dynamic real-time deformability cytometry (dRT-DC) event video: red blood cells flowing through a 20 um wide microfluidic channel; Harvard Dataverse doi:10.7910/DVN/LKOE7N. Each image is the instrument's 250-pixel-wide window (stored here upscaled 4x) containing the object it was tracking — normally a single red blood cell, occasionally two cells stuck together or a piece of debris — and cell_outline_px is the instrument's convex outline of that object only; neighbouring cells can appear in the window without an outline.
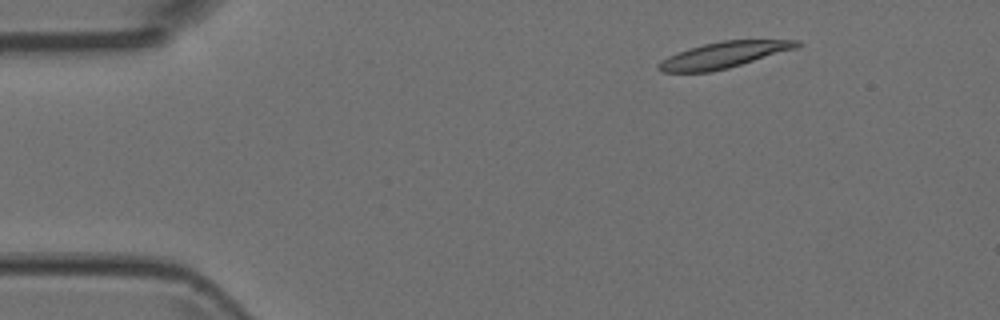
{"species": "Egyptian fruit bat (a non-hibernating species)", "species_latin": "Rousettus aegyptiacus", "temperature_condition": "room temperature", "stored_images_in_passage": 6, "camera_frame_rate_fps": 3000, "um_per_image_px": 0.085, "animal": {"sex": "female"}, "frame": {"image": 1, "passage_image": 2, "time_ms": 0.333, "image_size_px": [1000, 320], "cell_outline_px": [[804, 44], [796, 48], [728, 68], [708, 72], [664, 72], [656, 68], [656, 64], [660, 60], [676, 52], [688, 48], [704, 44], [724, 40], [800, 40]], "centroid_in_image_um": [61.48, 4.67], "position_along_channel_um": 23.5, "area_um2": 21.04}}
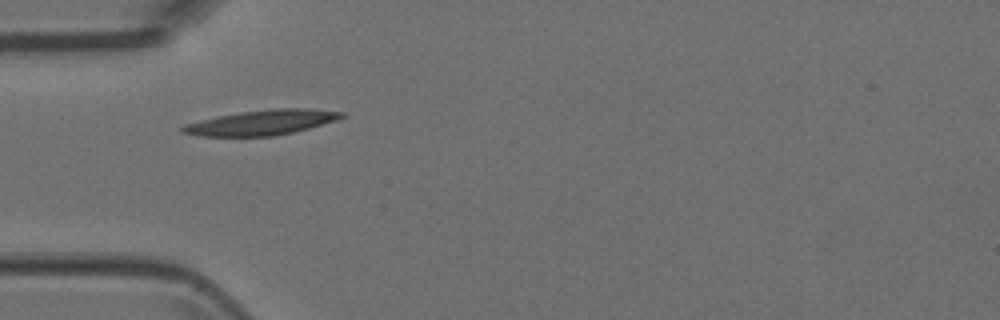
{"frame": {"image": 2, "passage_image": 5, "time_ms": 1.333, "image_size_px": [1000, 320], "cell_outline_px": [[344, 116], [336, 120], [308, 128], [292, 132], [272, 136], [200, 136], [180, 132], [180, 128], [184, 124], [220, 116], [240, 112], [276, 108], [308, 108], [344, 112]], "centroid_in_image_um": [22.23, 10.41], "position_along_channel_um": 62.8, "area_um2": 22.89}}
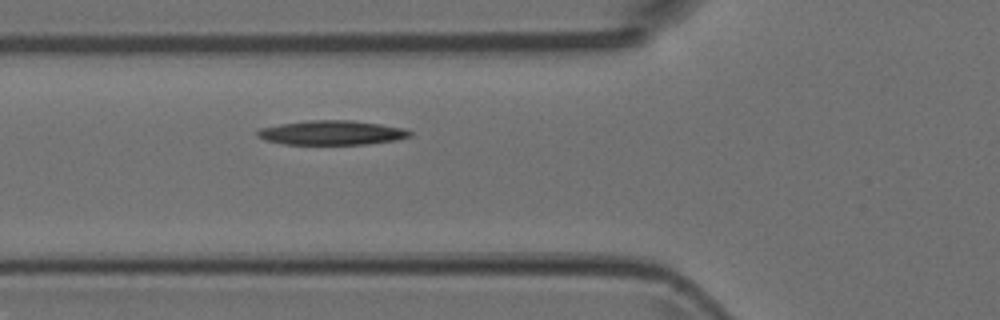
{"frame": {"image": 3, "passage_image": 6, "time_ms": 1.667, "image_size_px": [1000, 320], "cell_outline_px": [[412, 136], [400, 140], [368, 144], [284, 144], [264, 140], [256, 136], [256, 132], [260, 128], [280, 124], [308, 120], [352, 120], [380, 124], [404, 128], [412, 132]], "centroid_in_image_um": [28.23, 11.28], "position_along_channel_um": 97.6, "area_um2": 21.85}}